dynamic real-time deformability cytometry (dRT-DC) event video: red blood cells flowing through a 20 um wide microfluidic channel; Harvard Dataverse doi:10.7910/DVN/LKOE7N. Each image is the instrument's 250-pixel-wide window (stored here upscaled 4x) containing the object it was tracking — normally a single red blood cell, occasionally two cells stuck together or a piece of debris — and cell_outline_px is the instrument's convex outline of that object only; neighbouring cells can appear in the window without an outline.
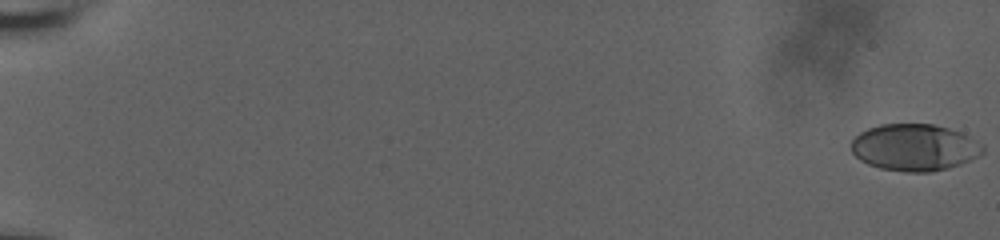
{"species": "human", "species_latin": "Homo sapiens", "temperature_condition": "room temperature", "stored_images_in_passage": 60, "camera_frame_rate_fps": 3000, "um_per_image_px": 0.085, "donor": {"sex": "male"}, "frame": {"image": 1, "passage_image": 1, "time_ms": 0.0, "image_size_px": [1000, 240], "cell_outline_px": [[984, 152], [980, 156], [960, 164], [948, 168], [932, 172], [904, 172], [880, 168], [868, 164], [860, 160], [852, 152], [852, 140], [860, 132], [868, 128], [880, 124], [932, 124], [948, 128], [960, 132], [984, 144]], "centroid_in_image_um": [77.75, 12.53], "position_along_channel_um": 7.2, "area_um2": 36.01}}
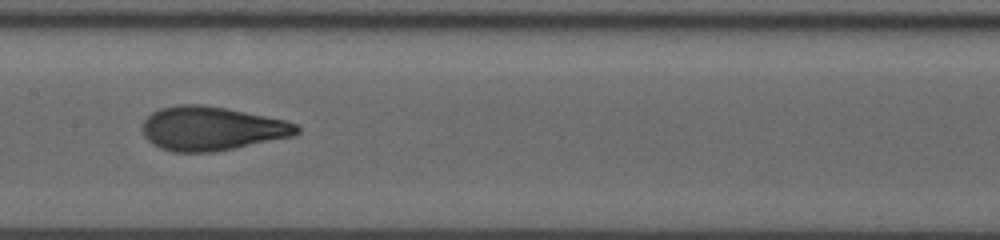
{"frame": {"image": 2, "passage_image": 34, "time_ms": 11.0, "image_size_px": [1000, 240], "cell_outline_px": [[300, 132], [292, 136], [212, 152], [176, 152], [160, 148], [152, 144], [144, 136], [140, 128], [144, 120], [152, 112], [160, 108], [176, 104], [204, 104], [228, 108], [284, 120], [296, 124], [300, 128]], "centroid_in_image_um": [17.94, 10.91], "position_along_channel_um": 189.5, "area_um2": 39.54}}
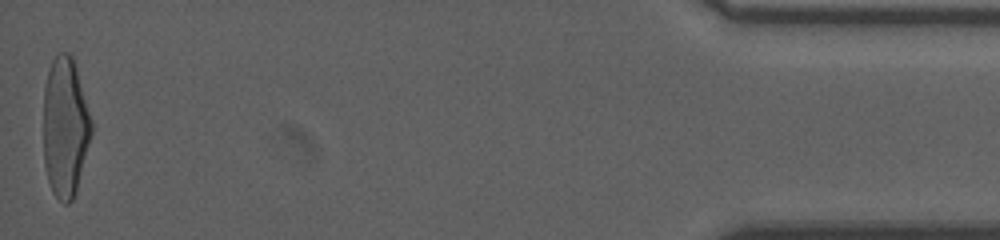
{"frame": {"image": 3, "passage_image": 60, "time_ms": 19.667, "image_size_px": [1000, 240], "cell_outline_px": [[92, 132], [76, 192], [72, 200], [68, 204], [64, 204], [52, 192], [48, 180], [44, 164], [44, 88], [48, 72], [52, 60], [60, 52], [68, 52], [72, 56], [76, 68], [92, 120]], "centroid_in_image_um": [5.54, 10.83], "position_along_channel_um": 429.7, "area_um2": 38.96}, "authors_computed_cell_mechanics": {"area_um2": 38.0902, "velocity_mm_per_s": 3.7241, "shape_relaxation_time_tau1_ms": 5.5729, "shape_relaxation_time_tau2_ms": 0.8325, "deformation_change_tau1": 0.2068, "deformation_change_tau2": 0.0784}}